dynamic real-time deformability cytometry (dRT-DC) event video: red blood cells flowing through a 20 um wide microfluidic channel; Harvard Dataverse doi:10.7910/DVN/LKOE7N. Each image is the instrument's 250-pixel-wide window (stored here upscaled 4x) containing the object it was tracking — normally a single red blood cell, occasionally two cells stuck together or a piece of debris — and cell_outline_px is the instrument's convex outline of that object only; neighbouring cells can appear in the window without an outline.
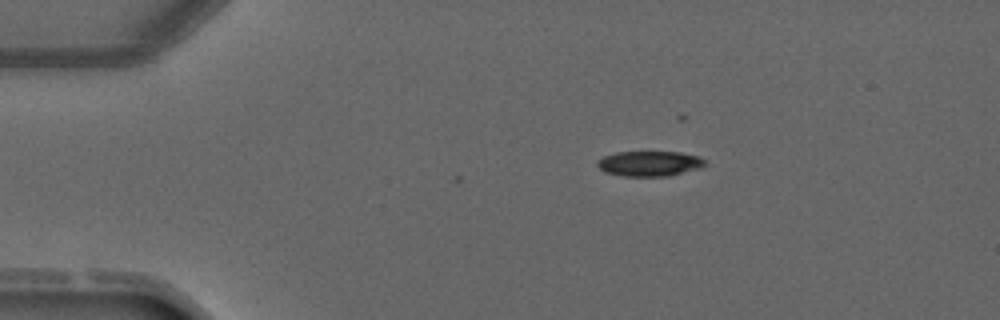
{"species": "common noctule bat (a hibernating species)", "species_latin": "Nyctalus noctula", "temperature_condition": "warm", "stored_images_in_passage": 3, "camera_frame_rate_fps": 3000, "um_per_image_px": 0.085, "animal": {"sex": "male", "forearm_length_mm": 52.5}, "frame": {"image": 1, "passage_image": 1, "time_ms": 0.0, "image_size_px": [1000, 320], "cell_outline_px": [[708, 164], [700, 168], [668, 176], [620, 176], [604, 172], [596, 164], [596, 160], [604, 156], [616, 152], [680, 152], [700, 156], [708, 160]], "centroid_in_image_um": [55.24, 13.9], "position_along_channel_um": 29.8, "area_um2": 16.07}}